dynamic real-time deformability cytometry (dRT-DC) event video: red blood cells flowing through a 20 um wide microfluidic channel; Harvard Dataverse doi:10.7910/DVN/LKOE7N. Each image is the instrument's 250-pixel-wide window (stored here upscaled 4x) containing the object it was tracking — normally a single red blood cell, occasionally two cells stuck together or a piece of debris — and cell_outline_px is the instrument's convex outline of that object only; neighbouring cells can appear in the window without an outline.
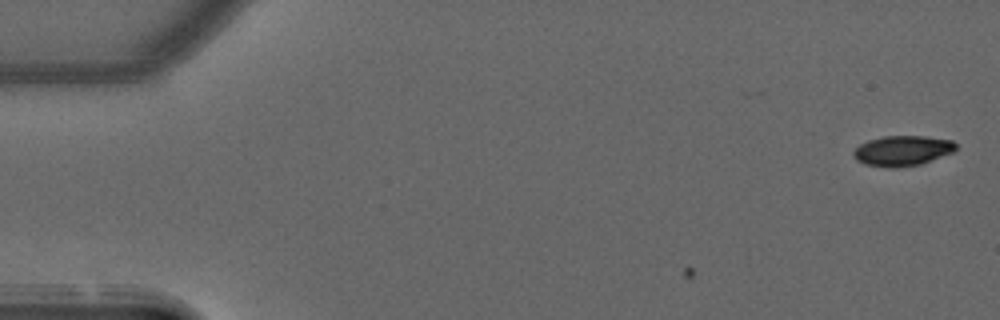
{"species": "common noctule bat (a hibernating species)", "species_latin": "Nyctalus noctula", "temperature_condition": "warm", "stored_images_in_passage": 3, "camera_frame_rate_fps": 3000, "um_per_image_px": 0.085, "animal": {"sex": "male", "forearm_length_mm": 52.5}, "frame": {"image": 1, "passage_image": 3, "time_ms": 0.667, "image_size_px": [1000, 320], "cell_outline_px": [[956, 148], [952, 152], [920, 164], [896, 168], [888, 168], [864, 164], [856, 160], [852, 156], [852, 152], [860, 144], [868, 140], [884, 136], [924, 136], [952, 140], [956, 144]], "centroid_in_image_um": [76.66, 12.81], "position_along_channel_um": 8.3, "area_um2": 18.03}}